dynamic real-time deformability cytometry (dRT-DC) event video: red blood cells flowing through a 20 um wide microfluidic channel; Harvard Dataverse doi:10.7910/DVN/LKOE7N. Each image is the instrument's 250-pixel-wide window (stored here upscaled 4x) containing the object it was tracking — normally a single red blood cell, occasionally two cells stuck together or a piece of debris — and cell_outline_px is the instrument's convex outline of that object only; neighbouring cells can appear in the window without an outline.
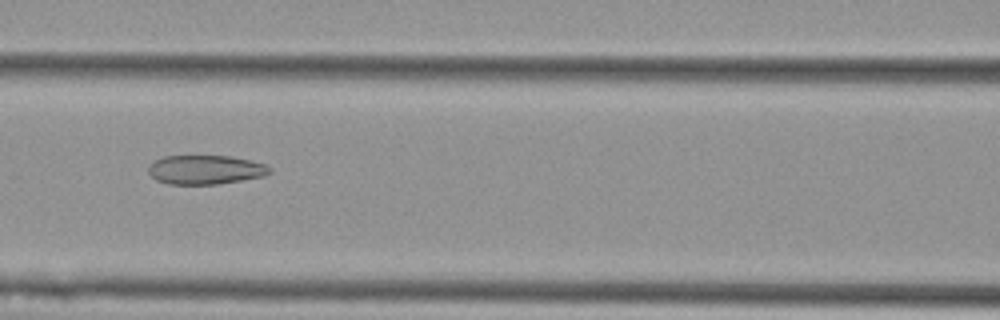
{"species": "Egyptian fruit bat (a non-hibernating species)", "species_latin": "Rousettus aegyptiacus", "temperature_condition": "cold", "stored_images_in_passage": 8, "segment_of_instrument_passage": [1, 2], "camera_frame_rate_fps": 3000, "um_per_image_px": 0.085, "animal": {"sex": "female"}, "frame": {"image": 1, "passage_image": 6, "time_ms": 1.667, "image_size_px": [1000, 320], "cell_outline_px": [[272, 172], [264, 176], [216, 184], [168, 184], [156, 180], [148, 172], [148, 164], [164, 156], [232, 156], [264, 164], [272, 168]], "centroid_in_image_um": [17.44, 14.42], "position_along_channel_um": 149.2, "area_um2": 20.52}}
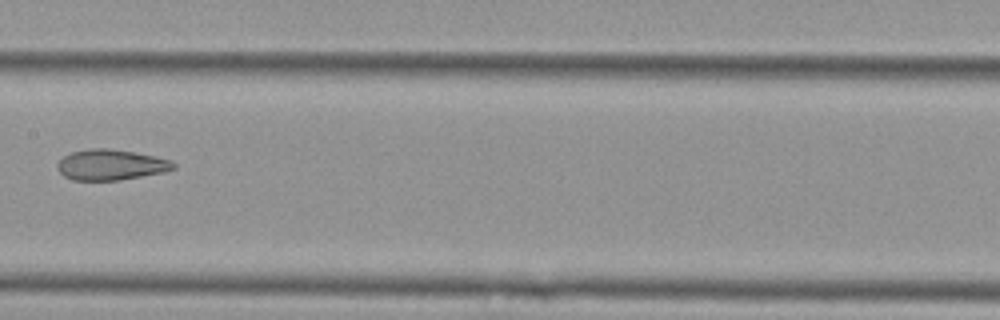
{"frame": {"image": 2, "passage_image": 7, "time_ms": 2.0, "image_size_px": [1000, 320], "cell_outline_px": [[176, 168], [164, 172], [120, 180], [72, 180], [64, 176], [56, 168], [56, 164], [64, 156], [72, 152], [92, 148], [108, 148], [156, 156], [172, 160], [176, 164]], "centroid_in_image_um": [9.43, 14.01], "position_along_channel_um": 198.0, "area_um2": 20.75}}